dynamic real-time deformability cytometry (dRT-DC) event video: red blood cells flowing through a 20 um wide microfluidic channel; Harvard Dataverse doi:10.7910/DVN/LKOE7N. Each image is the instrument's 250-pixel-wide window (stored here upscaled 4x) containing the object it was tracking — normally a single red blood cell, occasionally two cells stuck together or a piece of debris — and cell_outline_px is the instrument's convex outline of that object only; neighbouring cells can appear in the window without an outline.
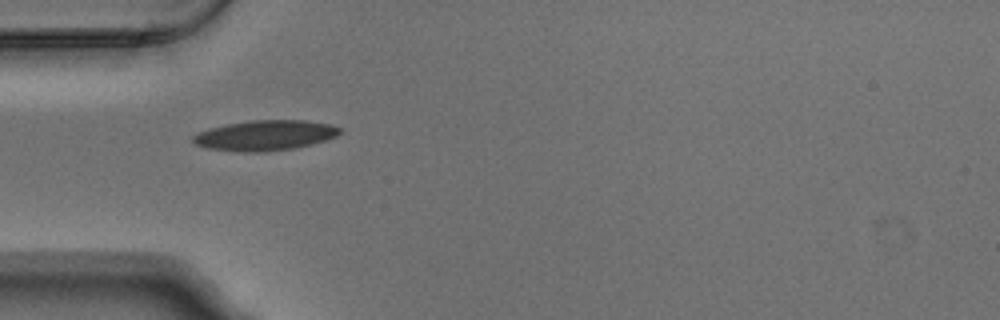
{"species": "Egyptian fruit bat (a non-hibernating species)", "species_latin": "Rousettus aegyptiacus", "temperature_condition": "warm", "stored_images_in_passage": 2, "camera_frame_rate_fps": 3000, "um_per_image_px": 0.085, "animal": {"sex": "male"}, "frame": {"image": 1, "passage_image": 1, "time_ms": 0.0, "image_size_px": [1000, 320], "cell_outline_px": [[340, 132], [336, 136], [312, 144], [292, 148], [264, 152], [244, 152], [208, 148], [196, 144], [192, 140], [192, 136], [200, 132], [212, 128], [228, 124], [252, 120], [304, 120], [332, 124], [340, 128]], "centroid_in_image_um": [22.55, 11.5], "position_along_channel_um": 62.4, "area_um2": 25.55}}
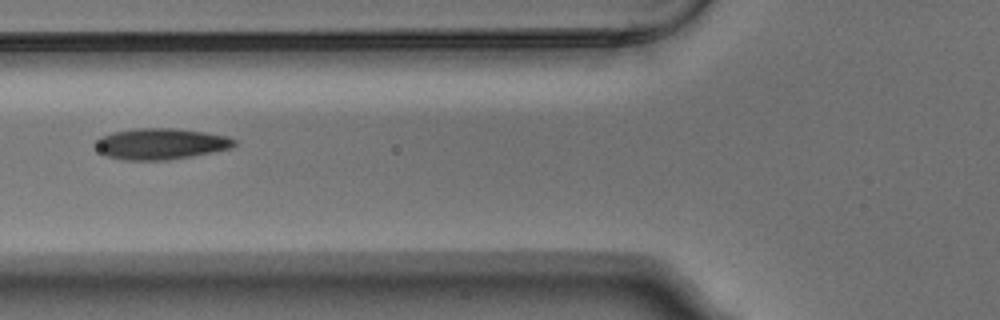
{"frame": {"image": 2, "passage_image": 2, "time_ms": 0.333, "image_size_px": [1000, 320], "cell_outline_px": [[236, 144], [232, 148], [192, 156], [168, 160], [124, 160], [104, 156], [96, 148], [96, 140], [100, 136], [112, 132], [132, 128], [176, 128], [204, 132], [228, 136], [236, 140]], "centroid_in_image_um": [13.64, 12.22], "position_along_channel_um": 112.2, "area_um2": 25.43}}